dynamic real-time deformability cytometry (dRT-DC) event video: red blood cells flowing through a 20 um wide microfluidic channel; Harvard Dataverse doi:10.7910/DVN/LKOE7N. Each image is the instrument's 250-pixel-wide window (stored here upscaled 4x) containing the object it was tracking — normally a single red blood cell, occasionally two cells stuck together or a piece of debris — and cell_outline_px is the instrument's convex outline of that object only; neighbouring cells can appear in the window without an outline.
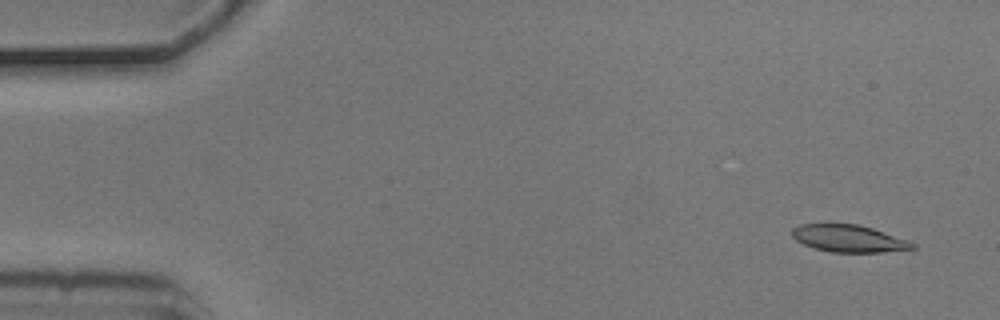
{"species": "common noctule bat (a hibernating species)", "species_latin": "Nyctalus noctula", "temperature_condition": "cold", "stored_images_in_passage": 10, "camera_frame_rate_fps": 3000, "um_per_image_px": 0.085, "animal": {"sex": "male", "body_mass_g": 20.5, "forearm_length_mm": 52.5}, "frame": {"image": 1, "passage_image": 1, "time_ms": 0.0, "image_size_px": [1000, 320], "cell_outline_px": [[916, 248], [880, 252], [832, 252], [816, 248], [804, 244], [796, 240], [792, 236], [792, 228], [800, 224], [828, 220], [856, 224], [872, 228], [908, 240], [916, 244]], "centroid_in_image_um": [72.07, 20.21], "position_along_channel_um": 12.9, "area_um2": 19.65}}
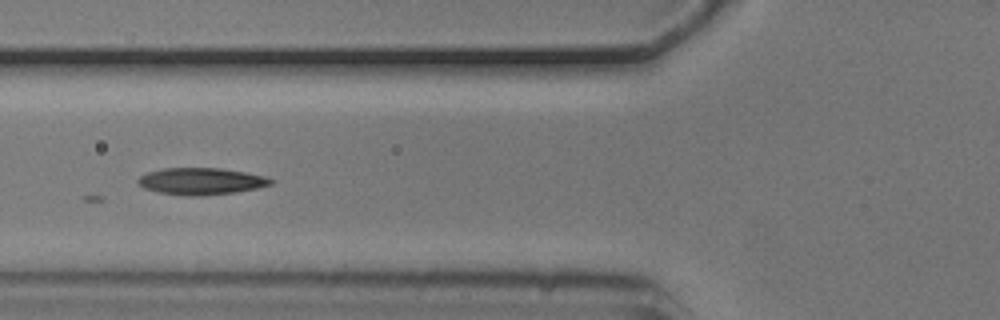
{"frame": {"image": 2, "passage_image": 5, "time_ms": 1.333, "image_size_px": [1000, 320], "cell_outline_px": [[276, 180], [272, 184], [256, 188], [236, 192], [200, 196], [180, 196], [160, 192], [144, 188], [136, 184], [136, 180], [140, 176], [148, 172], [164, 168], [220, 168], [244, 172], [264, 176]], "centroid_in_image_um": [17.07, 15.41], "position_along_channel_um": 108.7, "area_um2": 20.87}}
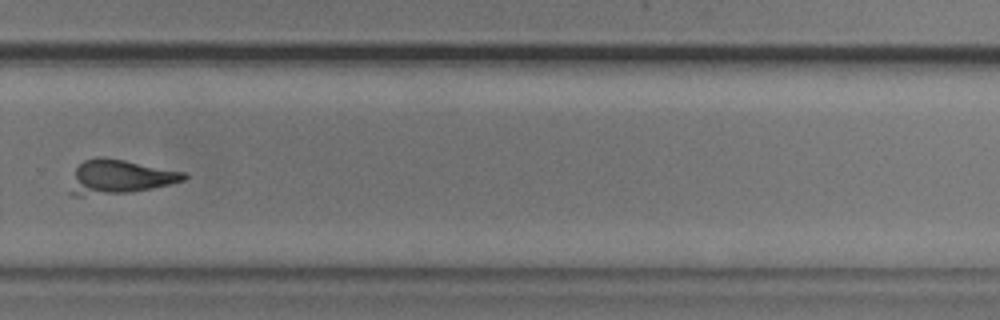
{"frame": {"image": 3, "passage_image": 10, "time_ms": 3.0, "image_size_px": [1000, 320], "cell_outline_px": [[188, 176], [184, 180], [152, 188], [132, 192], [84, 196], [72, 196], [68, 192], [76, 168], [84, 160], [96, 156], [100, 156], [124, 160], [184, 172]], "centroid_in_image_um": [10.11, 15.04], "position_along_channel_um": 319.7, "area_um2": 22.54}}